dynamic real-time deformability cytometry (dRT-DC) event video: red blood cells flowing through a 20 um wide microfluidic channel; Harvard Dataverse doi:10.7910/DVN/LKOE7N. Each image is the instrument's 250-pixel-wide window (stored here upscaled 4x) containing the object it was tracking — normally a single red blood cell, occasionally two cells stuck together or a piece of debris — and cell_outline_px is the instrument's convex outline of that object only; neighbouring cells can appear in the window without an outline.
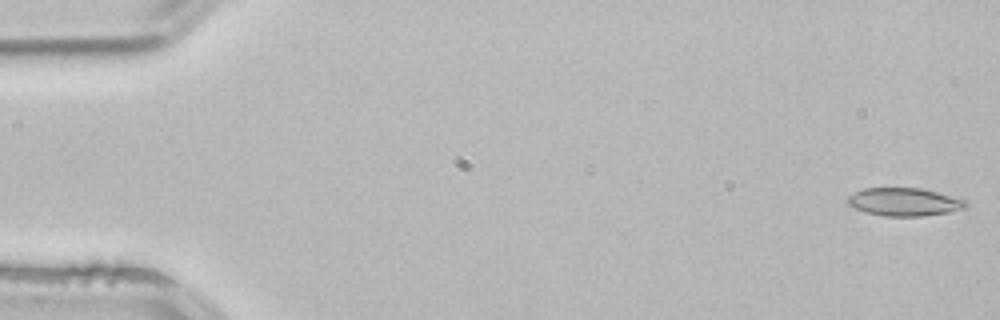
{"species": "common noctule bat (a hibernating species)", "species_latin": "Nyctalus noctula", "temperature_condition": "room temperature", "stored_images_in_passage": 4, "camera_frame_rate_fps": 3000, "um_per_image_px": 0.085, "animal": {"sex": "male", "body_mass_g": 21.5, "forearm_length_mm": 52.0}, "frame": {"image": 1, "passage_image": 1, "time_ms": 0.0, "image_size_px": [1000, 320], "cell_outline_px": [[968, 204], [964, 208], [948, 212], [920, 216], [884, 216], [864, 212], [848, 204], [844, 200], [848, 196], [864, 188], [920, 188], [936, 192], [964, 200]], "centroid_in_image_um": [76.8, 17.16], "position_along_channel_um": 8.2, "area_um2": 19.07}}